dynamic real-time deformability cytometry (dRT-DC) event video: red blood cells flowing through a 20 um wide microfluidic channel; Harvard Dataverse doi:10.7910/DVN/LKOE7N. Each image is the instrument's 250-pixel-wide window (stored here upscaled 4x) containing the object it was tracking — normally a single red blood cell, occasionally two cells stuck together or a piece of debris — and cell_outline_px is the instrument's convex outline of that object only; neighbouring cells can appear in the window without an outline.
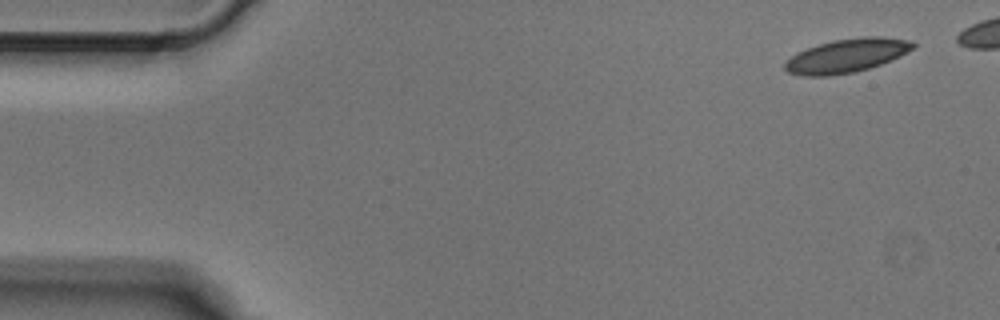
{"species": "Egyptian fruit bat (a non-hibernating species)", "species_latin": "Rousettus aegyptiacus", "temperature_condition": "cold", "stored_images_in_passage": 3, "segment_of_instrument_passage": [2, 2], "camera_frame_rate_fps": 3000, "um_per_image_px": 0.085, "animal": {"sex": "male"}, "frame": {"image": 1, "passage_image": 3, "time_ms": 0.667, "image_size_px": [1000, 320], "cell_outline_px": [[916, 48], [900, 56], [880, 64], [868, 68], [852, 72], [828, 76], [800, 76], [788, 72], [784, 68], [784, 64], [796, 52], [832, 40], [864, 36], [880, 36], [908, 40], [916, 44]], "centroid_in_image_um": [71.97, 4.72], "position_along_channel_um": 13.0, "area_um2": 25.09}}